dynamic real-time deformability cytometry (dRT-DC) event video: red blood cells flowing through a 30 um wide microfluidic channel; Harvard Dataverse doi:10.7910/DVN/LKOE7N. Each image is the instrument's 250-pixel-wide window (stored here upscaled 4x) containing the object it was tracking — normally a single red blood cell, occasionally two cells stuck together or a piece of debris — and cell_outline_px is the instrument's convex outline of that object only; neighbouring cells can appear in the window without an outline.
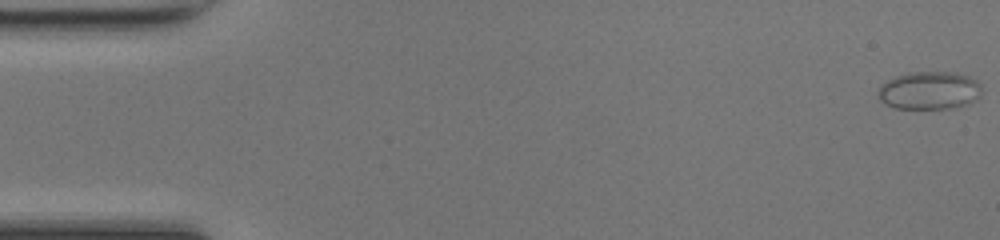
{"species": "common noctule bat (a hibernating species)", "species_latin": "Nyctalus noctula", "temperature_condition": "room temperature", "stored_images_in_passage": 49, "camera_frame_rate_fps": 3000, "um_per_image_px": 0.085, "animal": {"sex": "female", "body_mass_g": 17.0, "forearm_length_mm": 48.0}, "frame": {"image": 1, "passage_image": 1, "time_ms": 0.0, "image_size_px": [1000, 240], "cell_outline_px": [[980, 96], [976, 100], [968, 104], [956, 108], [896, 108], [884, 104], [876, 96], [876, 92], [880, 84], [896, 76], [912, 72], [956, 72], [968, 76], [976, 80], [980, 84]], "centroid_in_image_um": [78.97, 7.69], "position_along_channel_um": 6.0, "area_um2": 23.18}}
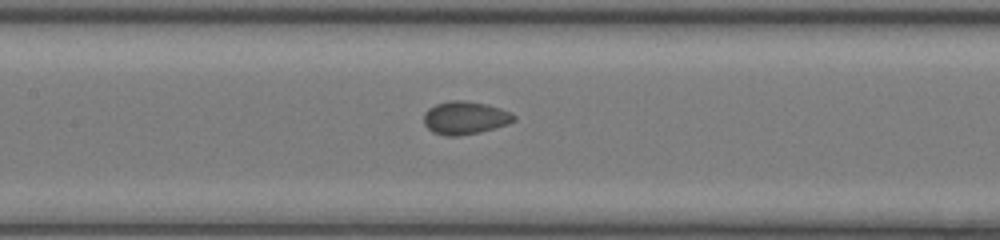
{"frame": {"image": 2, "passage_image": 23, "time_ms": 7.333, "image_size_px": [1000, 240], "cell_outline_px": [[516, 120], [508, 124], [480, 132], [460, 136], [444, 136], [432, 132], [424, 124], [424, 112], [428, 108], [436, 104], [448, 100], [464, 100], [488, 104], [500, 108], [516, 116]], "centroid_in_image_um": [39.51, 10.01], "position_along_channel_um": 167.9, "area_um2": 17.51}}
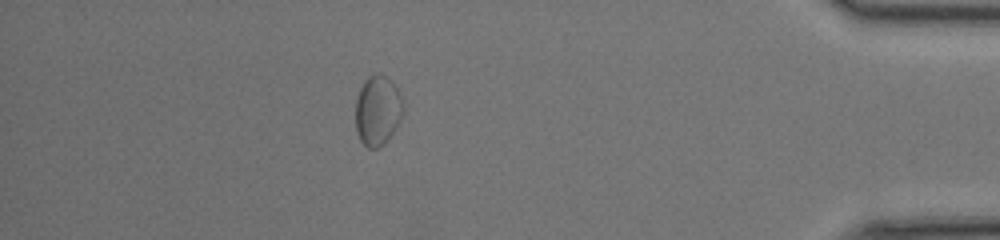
{"frame": {"image": 3, "passage_image": 43, "time_ms": 14.0, "image_size_px": [1000, 240], "cell_outline_px": [[404, 112], [400, 120], [392, 132], [376, 148], [368, 148], [360, 140], [356, 132], [356, 100], [360, 88], [364, 80], [368, 76], [376, 72], [380, 72], [392, 80], [400, 96], [404, 108]], "centroid_in_image_um": [32.08, 9.32], "position_along_channel_um": 403.1, "area_um2": 19.25}, "authors_computed_cell_mechanics": {"area_um2": 17.5712, "velocity_mm_per_s": 4.2906, "shape_relaxation_time_tau1_ms": 7.7473, "shape_relaxation_time_tau2_ms": null, "deformation_change_tau1": 0.0656, "deformation_change_tau2": null}}